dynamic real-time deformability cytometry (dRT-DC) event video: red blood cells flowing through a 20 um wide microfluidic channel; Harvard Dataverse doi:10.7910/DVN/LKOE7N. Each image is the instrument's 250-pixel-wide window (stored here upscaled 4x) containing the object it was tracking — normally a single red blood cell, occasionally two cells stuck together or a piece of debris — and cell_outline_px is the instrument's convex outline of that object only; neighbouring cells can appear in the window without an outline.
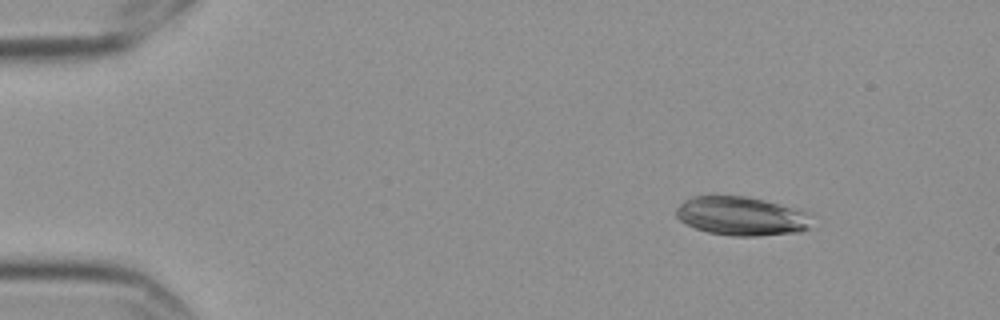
{"species": "Egyptian fruit bat (a non-hibernating species)", "species_latin": "Rousettus aegyptiacus", "temperature_condition": "cold", "stored_images_in_passage": 9, "camera_frame_rate_fps": 3000, "um_per_image_px": 0.085, "frame": {"image": 1, "passage_image": 2, "time_ms": 0.333, "image_size_px": [1000, 320], "cell_outline_px": [[808, 228], [800, 232], [756, 236], [732, 236], [708, 232], [696, 228], [680, 220], [676, 216], [676, 208], [684, 200], [692, 196], [744, 196], [764, 200], [804, 212]], "centroid_in_image_um": [62.91, 18.37], "position_along_channel_um": 22.1, "area_um2": 29.94}}
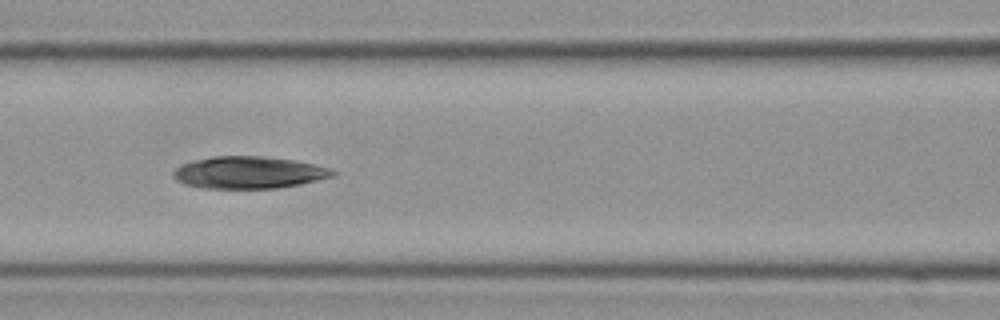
{"frame": {"image": 2, "passage_image": 7, "time_ms": 2.0, "image_size_px": [1000, 320], "cell_outline_px": [[336, 176], [300, 184], [280, 188], [200, 188], [184, 184], [176, 180], [172, 176], [172, 172], [180, 164], [212, 156], [264, 156], [296, 160], [332, 168], [336, 172]], "centroid_in_image_um": [21.16, 14.66], "position_along_channel_um": 145.4, "area_um2": 30.11}}
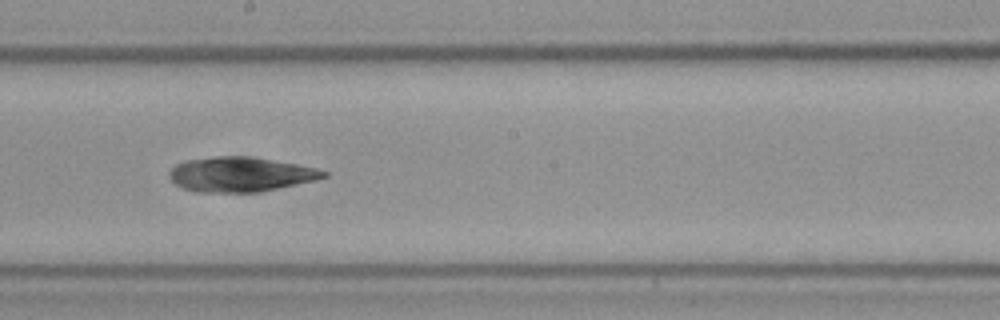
{"frame": {"image": 3, "passage_image": 9, "time_ms": 2.667, "image_size_px": [1000, 320], "cell_outline_px": [[328, 176], [316, 180], [280, 188], [260, 192], [196, 192], [184, 188], [176, 184], [168, 176], [168, 172], [176, 164], [184, 160], [216, 156], [244, 156], [272, 160], [296, 164], [316, 168], [328, 172]], "centroid_in_image_um": [20.43, 14.82], "position_along_channel_um": 227.8, "area_um2": 31.21}}